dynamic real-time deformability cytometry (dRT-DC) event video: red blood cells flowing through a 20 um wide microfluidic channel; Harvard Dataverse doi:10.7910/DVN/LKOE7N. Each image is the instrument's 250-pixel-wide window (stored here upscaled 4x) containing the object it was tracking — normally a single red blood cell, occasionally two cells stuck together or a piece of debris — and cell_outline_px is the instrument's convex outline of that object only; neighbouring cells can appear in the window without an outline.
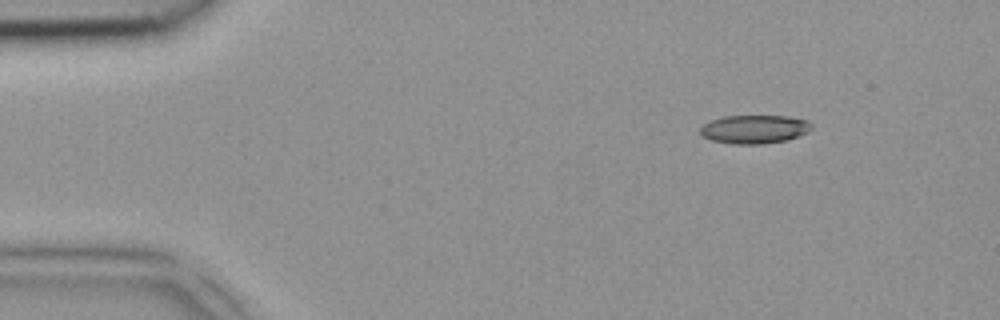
{"species": "common noctule bat (a hibernating species)", "species_latin": "Nyctalus noctula", "temperature_condition": "room temperature", "stored_images_in_passage": 8, "camera_frame_rate_fps": 3000, "um_per_image_px": 0.085, "animal": {"sex": "female", "body_mass_g": 18.4}, "frame": {"image": 1, "passage_image": 1, "time_ms": 0.0, "image_size_px": [1000, 320], "cell_outline_px": [[812, 128], [808, 132], [788, 140], [760, 144], [732, 144], [712, 140], [704, 136], [700, 132], [700, 128], [704, 124], [712, 120], [724, 116], [788, 116], [808, 120], [812, 124]], "centroid_in_image_um": [64.16, 10.98], "position_along_channel_um": 20.8, "area_um2": 18.5}}